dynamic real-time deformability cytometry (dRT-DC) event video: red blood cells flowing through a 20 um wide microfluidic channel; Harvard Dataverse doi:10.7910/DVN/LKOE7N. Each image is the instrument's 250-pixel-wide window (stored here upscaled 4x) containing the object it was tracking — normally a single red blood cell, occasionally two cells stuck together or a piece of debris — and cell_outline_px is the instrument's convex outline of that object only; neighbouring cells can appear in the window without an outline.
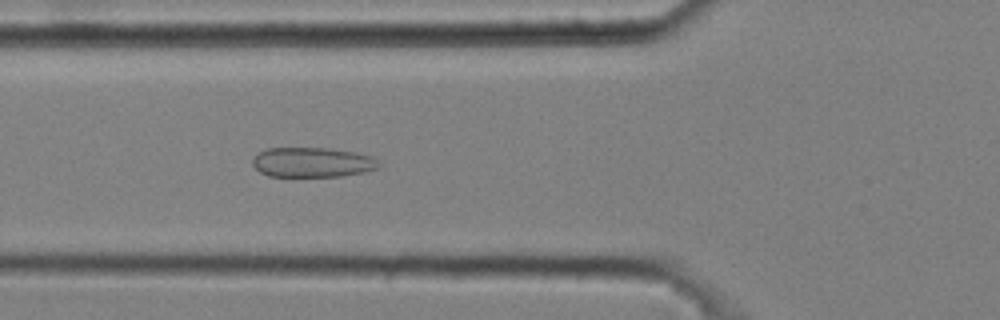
{"species": "common noctule bat (a hibernating species)", "species_latin": "Nyctalus noctula", "temperature_condition": "cold", "stored_images_in_passage": 51, "camera_frame_rate_fps": 3000, "um_per_image_px": 0.085, "animal": {"sex": "male", "body_mass_g": 20.4}, "frame": {"image": 1, "passage_image": 18, "time_ms": 5.667, "image_size_px": [1000, 320], "cell_outline_px": [[380, 168], [364, 172], [340, 176], [268, 176], [260, 172], [252, 164], [252, 160], [260, 152], [268, 148], [328, 148], [356, 152], [372, 156], [380, 160]], "centroid_in_image_um": [26.61, 13.79], "position_along_channel_um": 99.2, "area_um2": 22.02}}
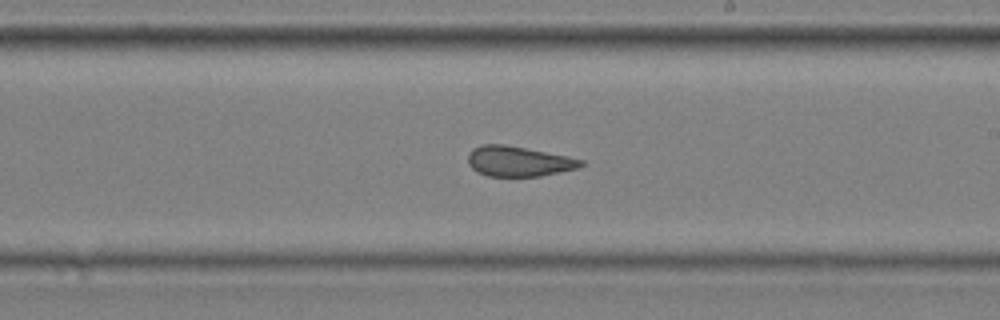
{"frame": {"image": 2, "passage_image": 30, "time_ms": 9.667, "image_size_px": [1000, 320], "cell_outline_px": [[584, 164], [580, 168], [540, 176], [488, 176], [476, 172], [468, 164], [468, 152], [472, 148], [480, 144], [504, 144], [568, 156], [584, 160]], "centroid_in_image_um": [44.06, 13.71], "position_along_channel_um": 244.9, "area_um2": 20.06}}
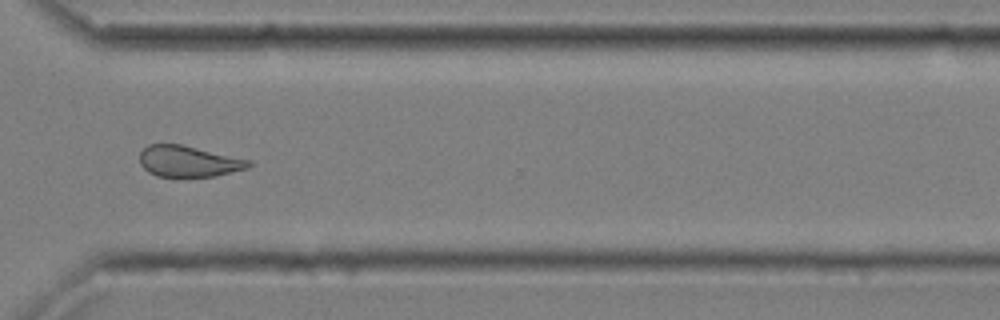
{"frame": {"image": 3, "passage_image": 39, "time_ms": 12.667, "image_size_px": [1000, 320], "cell_outline_px": [[252, 164], [248, 168], [216, 176], [156, 176], [148, 172], [140, 164], [140, 152], [148, 144], [180, 144], [252, 160]], "centroid_in_image_um": [16.03, 13.71], "position_along_channel_um": 354.6, "area_um2": 19.71}, "authors_computed_cell_mechanics": {"area_um2": 21.4438, "velocity_mm_per_s": 3.6391, "shape_relaxation_time_tau1_ms": null, "shape_relaxation_time_tau2_ms": 2.1254, "deformation_change_tau1": null, "deformation_change_tau2": 0.1059}}